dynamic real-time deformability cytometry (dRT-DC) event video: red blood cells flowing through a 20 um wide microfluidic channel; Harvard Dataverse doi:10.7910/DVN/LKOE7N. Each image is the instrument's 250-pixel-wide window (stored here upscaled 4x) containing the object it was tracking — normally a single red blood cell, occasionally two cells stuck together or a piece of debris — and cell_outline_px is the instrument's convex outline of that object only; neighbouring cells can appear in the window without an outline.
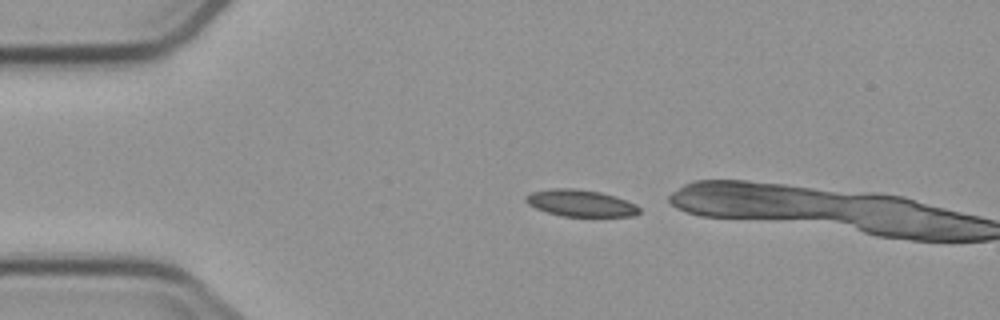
{"species": "common noctule bat (a hibernating species)", "species_latin": "Nyctalus noctula", "temperature_condition": "cold", "stored_images_in_passage": 2, "camera_frame_rate_fps": 3000, "um_per_image_px": 0.085, "animal": {"sex": "male", "body_mass_g": 23.1, "forearm_length_mm": 52.7}, "frame": {"image": 1, "passage_image": 1, "time_ms": 0.0, "image_size_px": [1000, 320], "cell_outline_px": [[640, 212], [632, 216], [564, 216], [548, 212], [536, 208], [528, 204], [524, 200], [524, 196], [532, 192], [552, 188], [572, 188], [600, 192], [636, 204], [640, 208]], "centroid_in_image_um": [49.32, 17.26], "position_along_channel_um": 35.7, "area_um2": 17.46}}